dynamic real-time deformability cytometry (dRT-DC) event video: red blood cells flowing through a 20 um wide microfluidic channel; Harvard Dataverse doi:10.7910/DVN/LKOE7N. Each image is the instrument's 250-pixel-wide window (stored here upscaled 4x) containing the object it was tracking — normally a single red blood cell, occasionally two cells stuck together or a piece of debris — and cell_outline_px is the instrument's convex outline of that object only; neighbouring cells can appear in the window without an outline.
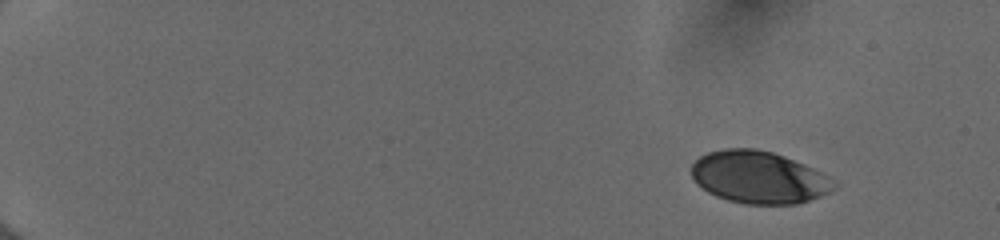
{"species": "human", "species_latin": "Homo sapiens", "temperature_condition": "cold", "stored_images_in_passage": 49, "camera_frame_rate_fps": 3000, "um_per_image_px": 0.085, "donor": {"sex": "female"}, "frame": {"image": 1, "passage_image": 1, "time_ms": 0.0, "image_size_px": [1000, 240], "cell_outline_px": [[836, 188], [820, 196], [796, 204], [744, 204], [728, 200], [716, 196], [708, 192], [696, 184], [692, 176], [692, 164], [700, 156], [708, 152], [724, 148], [756, 148], [772, 152], [784, 156], [804, 164], [828, 176], [836, 184]], "centroid_in_image_um": [64.47, 15.07], "position_along_channel_um": 20.5, "area_um2": 43.35}}
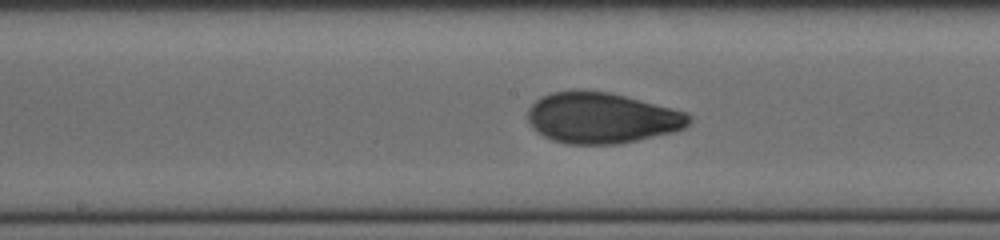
{"frame": {"image": 2, "passage_image": 26, "time_ms": 8.333, "image_size_px": [1000, 240], "cell_outline_px": [[692, 120], [684, 128], [672, 132], [620, 144], [564, 144], [552, 140], [544, 136], [532, 128], [528, 120], [528, 108], [540, 96], [552, 92], [572, 88], [580, 88], [608, 92], [624, 96], [684, 112], [692, 116]], "centroid_in_image_um": [51.08, 10.01], "position_along_channel_um": 197.1, "area_um2": 48.03}}
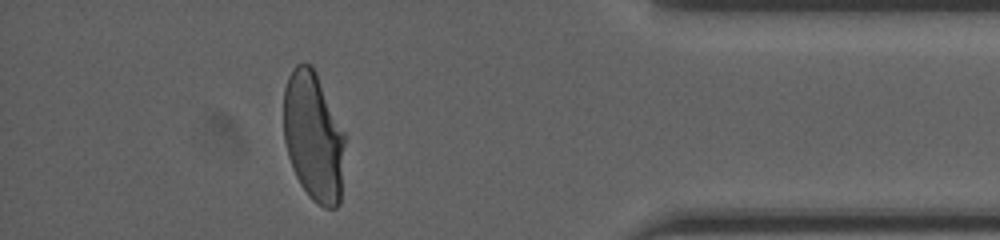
{"frame": {"image": 3, "passage_image": 44, "time_ms": 14.333, "image_size_px": [1000, 240], "cell_outline_px": [[344, 144], [340, 204], [336, 208], [324, 208], [312, 200], [308, 196], [300, 184], [292, 168], [288, 156], [284, 140], [284, 88], [288, 76], [296, 64], [312, 64], [316, 72], [344, 132]], "centroid_in_image_um": [26.63, 11.63], "position_along_channel_um": 408.6, "area_um2": 46.12}, "authors_computed_cell_mechanics": {"area_um2": 46.5868, "velocity_mm_per_s": 3.9961, "shape_relaxation_time_tau1_ms": 3.6077, "shape_relaxation_time_tau2_ms": 0.8558, "deformation_change_tau1": 0.1565, "deformation_change_tau2": 0.0482}}